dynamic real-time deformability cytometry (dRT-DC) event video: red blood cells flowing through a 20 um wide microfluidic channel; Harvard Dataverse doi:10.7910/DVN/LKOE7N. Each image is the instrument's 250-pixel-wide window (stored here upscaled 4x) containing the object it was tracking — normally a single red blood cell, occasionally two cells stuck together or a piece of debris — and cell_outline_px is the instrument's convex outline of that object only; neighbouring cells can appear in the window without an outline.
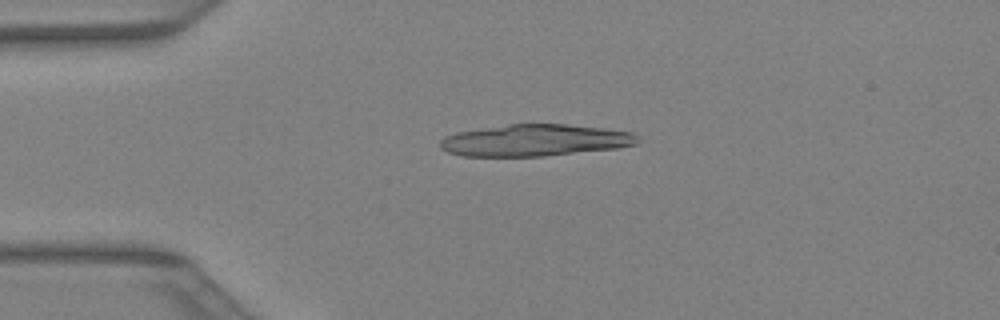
{"species": "Egyptian fruit bat (a non-hibernating species)", "species_latin": "Rousettus aegyptiacus", "temperature_condition": "warm", "stored_images_in_passage": 12, "camera_frame_rate_fps": 3000, "um_per_image_px": 0.085, "animal": {"sex": "female"}, "frame": {"image": 1, "passage_image": 9, "time_ms": 2.667, "image_size_px": [1000, 320], "cell_outline_px": [[640, 140], [636, 144], [616, 148], [544, 156], [460, 156], [448, 152], [440, 148], [440, 140], [444, 136], [456, 132], [508, 124], [564, 124], [604, 128], [632, 132]], "centroid_in_image_um": [45.44, 11.92], "position_along_channel_um": 39.6, "area_um2": 36.53}}